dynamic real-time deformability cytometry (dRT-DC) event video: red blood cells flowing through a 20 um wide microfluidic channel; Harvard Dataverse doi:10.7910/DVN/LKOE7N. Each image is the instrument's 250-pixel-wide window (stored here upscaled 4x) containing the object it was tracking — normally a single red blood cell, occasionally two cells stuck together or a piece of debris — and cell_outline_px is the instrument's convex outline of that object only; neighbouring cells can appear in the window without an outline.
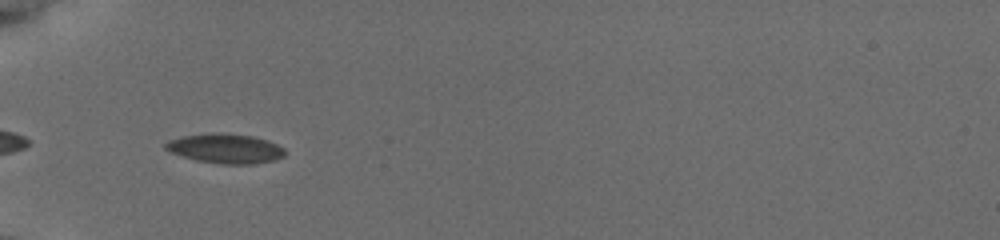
{"species": "common noctule bat (a hibernating species)", "species_latin": "Nyctalus noctula", "temperature_condition": "cold", "stored_images_in_passage": 29, "camera_frame_rate_fps": 3000, "um_per_image_px": 0.085, "animal": {"sex": "female", "body_mass_g": 19.5, "forearm_length_mm": 54.1}, "frame": {"image": 1, "passage_image": 1, "time_ms": 0.0, "image_size_px": [1000, 240], "cell_outline_px": [[284, 156], [276, 160], [252, 164], [220, 164], [196, 160], [172, 152], [164, 148], [164, 144], [168, 140], [184, 136], [212, 132], [252, 136], [276, 144], [284, 148]], "centroid_in_image_um": [19.15, 12.63], "position_along_channel_um": 65.8, "area_um2": 20.35}}
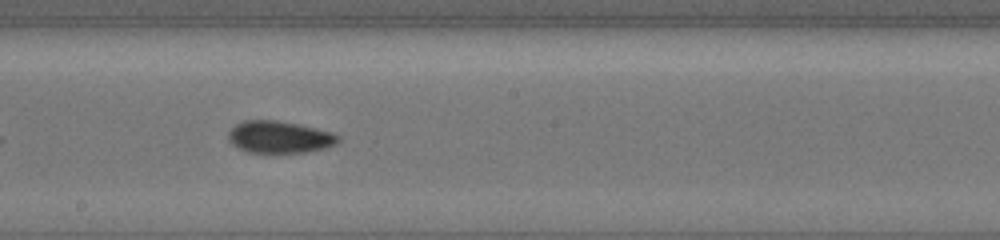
{"frame": {"image": 2, "passage_image": 14, "time_ms": 4.333, "image_size_px": [1000, 240], "cell_outline_px": [[340, 140], [336, 144], [324, 148], [308, 152], [248, 152], [232, 144], [228, 140], [228, 132], [236, 124], [244, 120], [276, 120], [316, 128], [332, 132], [340, 136]], "centroid_in_image_um": [23.76, 11.64], "position_along_channel_um": 224.4, "area_um2": 20.4}}
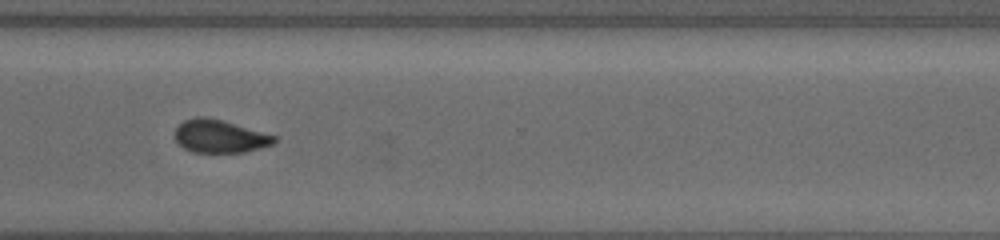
{"frame": {"image": 3, "passage_image": 24, "time_ms": 7.667, "image_size_px": [1000, 240], "cell_outline_px": [[276, 140], [272, 144], [244, 152], [192, 152], [184, 148], [176, 140], [176, 128], [184, 120], [196, 116], [204, 116], [220, 120], [276, 136]], "centroid_in_image_um": [18.65, 11.58], "position_along_channel_um": 352.0, "area_um2": 18.61}, "authors_computed_cell_mechanics": {"area_um2": 20.3456, "velocity_mm_per_s": 3.8223, "shape_relaxation_time_tau1_ms": 4.1903, "shape_relaxation_time_tau2_ms": 3.2999, "deformation_change_tau1": 0.0806, "deformation_change_tau2": 0.0832}}